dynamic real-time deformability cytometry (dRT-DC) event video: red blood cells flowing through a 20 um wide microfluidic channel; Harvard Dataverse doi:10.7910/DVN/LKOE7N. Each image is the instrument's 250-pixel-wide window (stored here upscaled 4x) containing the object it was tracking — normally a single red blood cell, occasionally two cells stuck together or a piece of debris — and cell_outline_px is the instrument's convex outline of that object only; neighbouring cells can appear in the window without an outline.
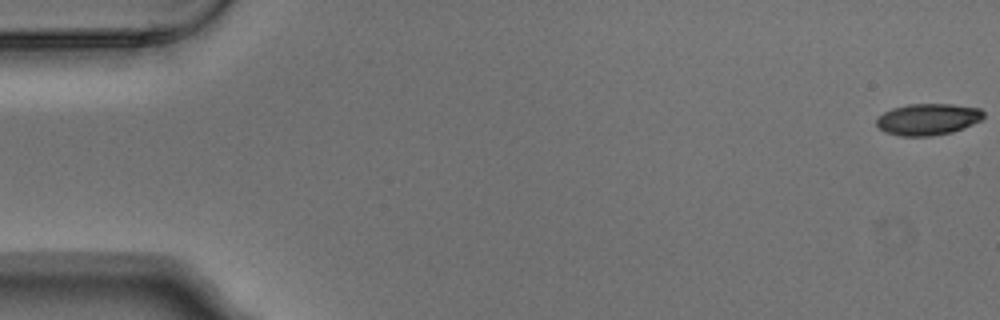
{"species": "Egyptian fruit bat (a non-hibernating species)", "species_latin": "Rousettus aegyptiacus", "temperature_condition": "warm", "stored_images_in_passage": 4, "camera_frame_rate_fps": 3000, "um_per_image_px": 0.085, "animal": {"sex": "male"}, "frame": {"image": 1, "passage_image": 1, "time_ms": 0.0, "image_size_px": [1000, 320], "cell_outline_px": [[984, 116], [980, 120], [964, 128], [952, 132], [932, 136], [900, 136], [884, 132], [876, 124], [876, 120], [884, 112], [892, 108], [908, 104], [952, 104], [980, 108], [984, 112]], "centroid_in_image_um": [78.87, 10.14], "position_along_channel_um": 6.1, "area_um2": 19.71}}